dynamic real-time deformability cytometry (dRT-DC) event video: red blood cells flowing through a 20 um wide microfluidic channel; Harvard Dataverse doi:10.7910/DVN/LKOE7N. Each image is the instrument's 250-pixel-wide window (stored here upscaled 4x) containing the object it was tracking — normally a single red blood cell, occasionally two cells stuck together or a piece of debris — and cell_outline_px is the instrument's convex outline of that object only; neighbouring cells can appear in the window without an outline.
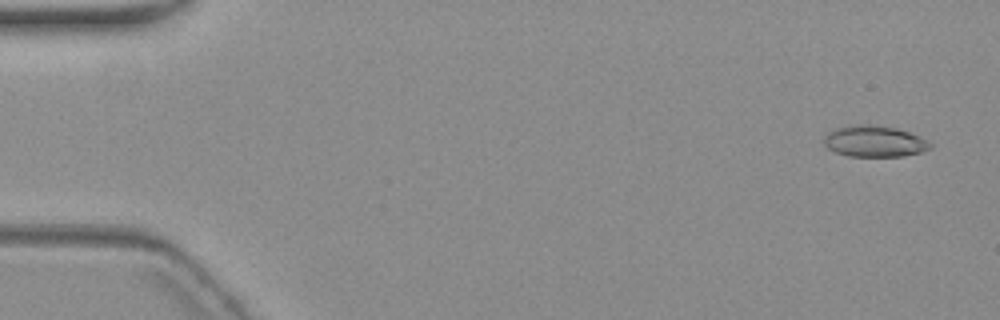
{"species": "common noctule bat (a hibernating species)", "species_latin": "Nyctalus noctula", "temperature_condition": "warm", "stored_images_in_passage": 5, "camera_frame_rate_fps": 3000, "um_per_image_px": 0.085, "animal": {"sex": "female", "body_mass_g": 19.3, "forearm_length_mm": 54.1}, "frame": {"image": 1, "passage_image": 1, "time_ms": 0.0, "image_size_px": [1000, 320], "cell_outline_px": [[932, 148], [920, 152], [904, 156], [848, 156], [836, 152], [828, 148], [824, 144], [824, 136], [828, 132], [836, 128], [852, 124], [872, 124], [896, 128], [920, 136], [928, 140], [932, 144]], "centroid_in_image_um": [74.33, 12.0], "position_along_channel_um": 10.7, "area_um2": 19.48}}
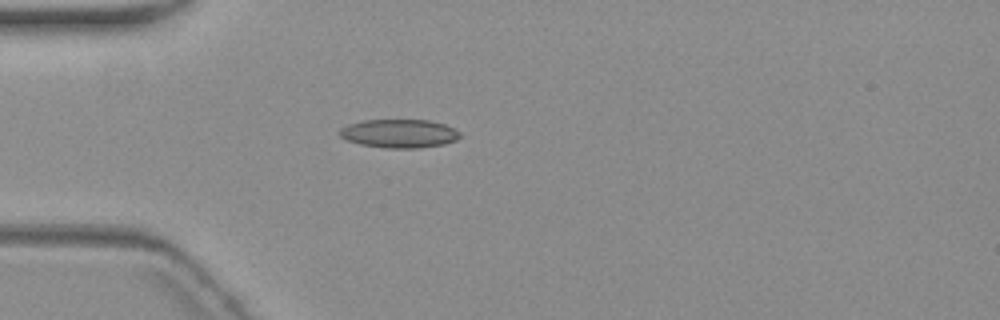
{"frame": {"image": 2, "passage_image": 5, "time_ms": 4.667, "image_size_px": [1000, 320], "cell_outline_px": [[460, 136], [456, 140], [444, 144], [420, 148], [388, 148], [360, 144], [348, 140], [340, 136], [340, 128], [348, 124], [364, 120], [428, 120], [444, 124], [460, 132]], "centroid_in_image_um": [33.94, 11.35], "position_along_channel_um": 51.1, "area_um2": 19.88}}